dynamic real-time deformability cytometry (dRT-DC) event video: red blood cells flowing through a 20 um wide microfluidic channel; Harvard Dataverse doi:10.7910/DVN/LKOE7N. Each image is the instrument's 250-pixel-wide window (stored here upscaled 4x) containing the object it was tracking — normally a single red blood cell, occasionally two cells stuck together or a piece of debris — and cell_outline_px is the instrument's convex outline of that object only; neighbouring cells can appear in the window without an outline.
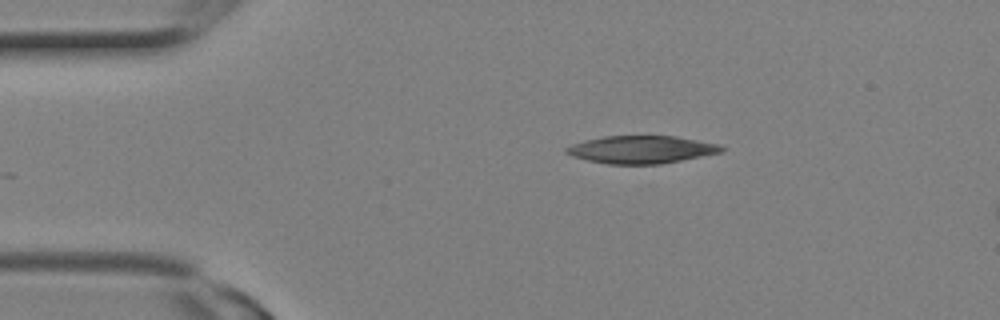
{"species": "Egyptian fruit bat (a non-hibernating species)", "species_latin": "Rousettus aegyptiacus", "temperature_condition": "room temperature", "stored_images_in_passage": 21, "camera_frame_rate_fps": 3000, "um_per_image_px": 0.085, "animal": {"sex": "female"}, "frame": {"image": 1, "passage_image": 1, "time_ms": 0.0, "image_size_px": [1000, 320], "cell_outline_px": [[724, 152], [660, 164], [608, 164], [588, 160], [572, 156], [564, 152], [564, 148], [572, 144], [584, 140], [604, 136], [676, 136], [720, 144], [724, 148]], "centroid_in_image_um": [54.52, 12.71], "position_along_channel_um": 30.5, "area_um2": 25.09}}
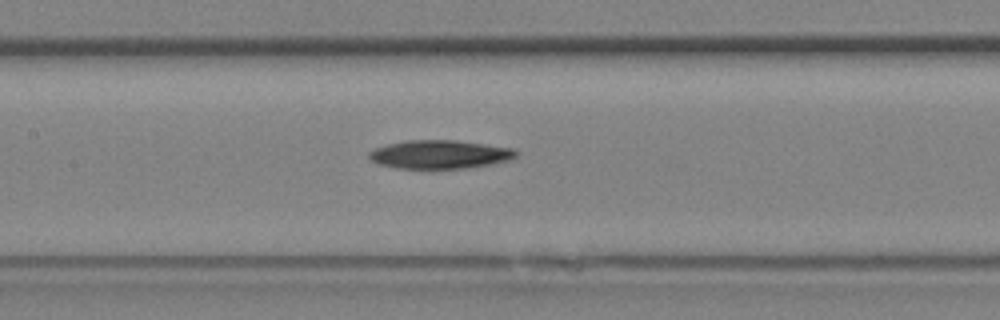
{"frame": {"image": 2, "passage_image": 8, "time_ms": 2.333, "image_size_px": [1000, 320], "cell_outline_px": [[520, 152], [516, 156], [508, 160], [492, 164], [468, 168], [396, 168], [380, 164], [372, 160], [368, 156], [368, 152], [372, 148], [404, 140], [452, 140], [516, 148]], "centroid_in_image_um": [37.39, 13.12], "position_along_channel_um": 170.0, "area_um2": 24.51}}
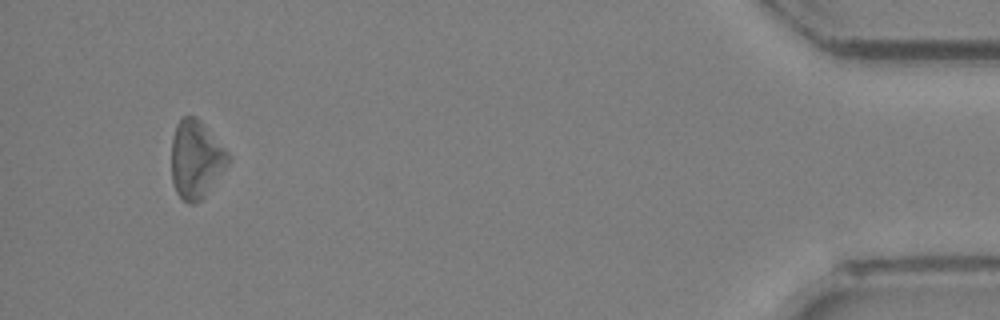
{"frame": {"image": 3, "passage_image": 20, "time_ms": 6.333, "image_size_px": [1000, 320], "cell_outline_px": [[232, 160], [204, 196], [196, 204], [188, 204], [176, 192], [172, 180], [172, 140], [176, 124], [184, 116], [196, 116], [200, 120], [232, 156]], "centroid_in_image_um": [16.68, 13.54], "position_along_channel_um": 418.5, "area_um2": 25.78}}